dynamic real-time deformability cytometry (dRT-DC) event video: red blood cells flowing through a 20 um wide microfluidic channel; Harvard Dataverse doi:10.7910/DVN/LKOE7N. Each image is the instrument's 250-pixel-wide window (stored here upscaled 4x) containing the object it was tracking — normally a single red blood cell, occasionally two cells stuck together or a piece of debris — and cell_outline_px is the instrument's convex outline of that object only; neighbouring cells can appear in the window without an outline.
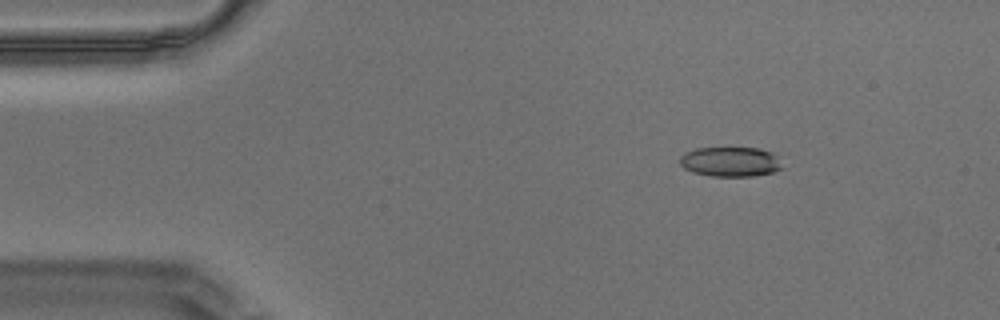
{"species": "Egyptian fruit bat (a non-hibernating species)", "species_latin": "Rousettus aegyptiacus", "temperature_condition": "warm", "stored_images_in_passage": 2, "camera_frame_rate_fps": 3000, "um_per_image_px": 0.085, "animal": {"sex": "male"}, "frame": {"image": 1, "passage_image": 1, "time_ms": 0.0, "image_size_px": [1000, 320], "cell_outline_px": [[784, 168], [772, 172], [752, 176], [712, 176], [692, 172], [684, 168], [680, 164], [680, 156], [684, 152], [696, 148], [760, 148], [772, 152], [776, 156]], "centroid_in_image_um": [62.07, 13.74], "position_along_channel_um": 22.9, "area_um2": 17.8}}